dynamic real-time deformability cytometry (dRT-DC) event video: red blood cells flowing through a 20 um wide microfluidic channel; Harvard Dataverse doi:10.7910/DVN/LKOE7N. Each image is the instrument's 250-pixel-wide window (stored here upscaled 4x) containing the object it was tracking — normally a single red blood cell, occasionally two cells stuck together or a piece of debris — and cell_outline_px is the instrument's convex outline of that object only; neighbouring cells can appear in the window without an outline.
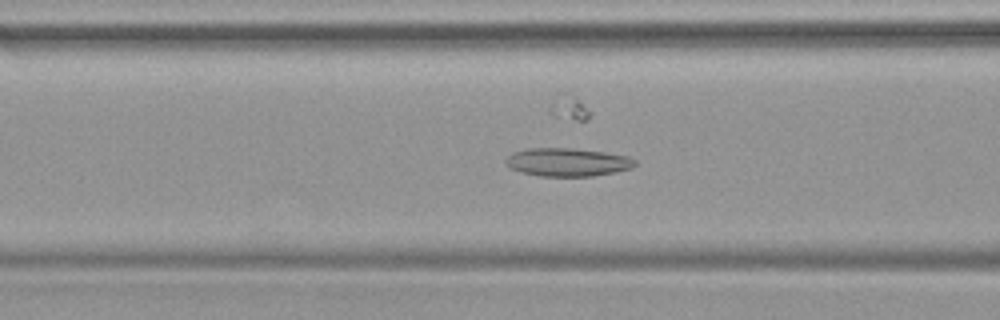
{"species": "common noctule bat (a hibernating species)", "species_latin": "Nyctalus noctula", "temperature_condition": "warm", "stored_images_in_passage": 48, "camera_frame_rate_fps": 3000, "um_per_image_px": 0.085, "animal": {"sex": "female", "body_mass_g": 19.9}, "frame": {"image": 1, "passage_image": 19, "time_ms": 6.0, "image_size_px": [1000, 320], "cell_outline_px": [[636, 164], [632, 168], [616, 172], [592, 176], [540, 176], [524, 172], [512, 168], [504, 160], [512, 152], [528, 148], [572, 148], [604, 152], [628, 156], [636, 160]], "centroid_in_image_um": [48.27, 13.77], "position_along_channel_um": 118.3, "area_um2": 21.15}}
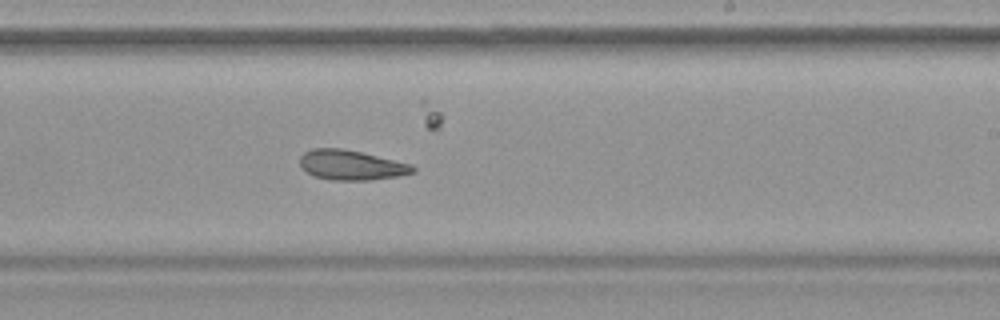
{"frame": {"image": 2, "passage_image": 29, "time_ms": 9.333, "image_size_px": [1000, 320], "cell_outline_px": [[416, 172], [400, 176], [372, 180], [332, 180], [312, 176], [300, 168], [300, 156], [304, 152], [312, 148], [344, 148], [412, 164], [416, 168]], "centroid_in_image_um": [29.85, 14.03], "position_along_channel_um": 259.2, "area_um2": 20.0}}
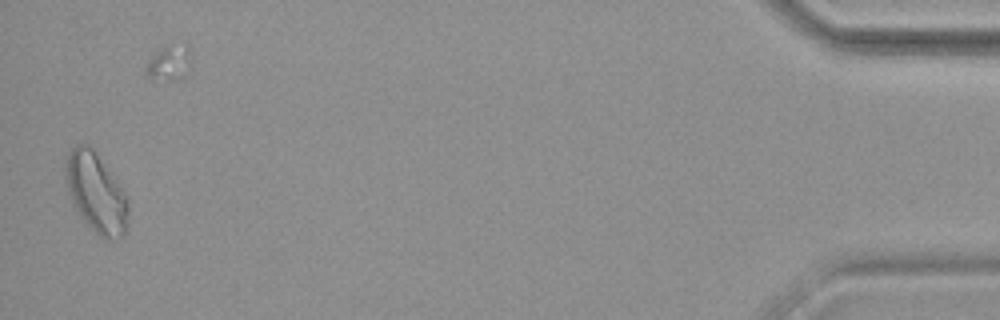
{"frame": {"image": 3, "passage_image": 47, "time_ms": 15.333, "image_size_px": [1000, 320], "cell_outline_px": [[128, 228], [124, 236], [120, 240], [104, 240], [80, 216], [72, 204], [64, 180], [64, 164], [68, 152], [76, 144], [88, 144], [96, 152], [128, 200]], "centroid_in_image_um": [8.14, 16.42], "position_along_channel_um": 427.1, "area_um2": 29.25}}